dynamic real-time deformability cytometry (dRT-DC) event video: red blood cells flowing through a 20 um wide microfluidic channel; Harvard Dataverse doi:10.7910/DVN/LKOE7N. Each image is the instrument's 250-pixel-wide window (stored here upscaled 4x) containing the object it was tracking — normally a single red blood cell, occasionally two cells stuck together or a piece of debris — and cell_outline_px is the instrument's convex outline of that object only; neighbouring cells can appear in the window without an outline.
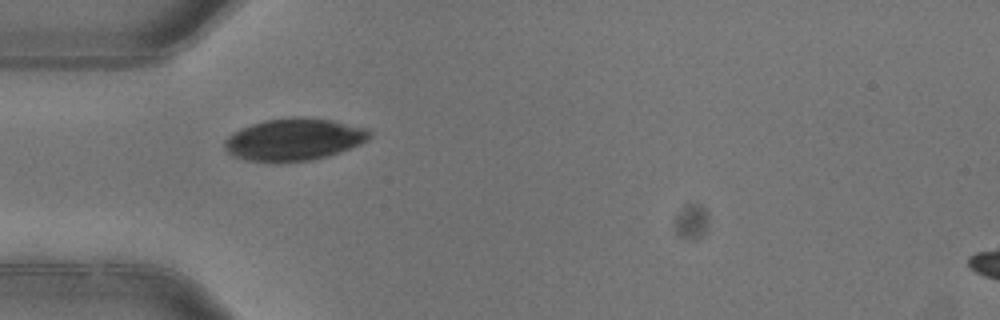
{"species": "common noctule bat (a hibernating species)", "species_latin": "Nyctalus noctula", "temperature_condition": "warm", "stored_images_in_passage": 2, "camera_frame_rate_fps": 3000, "um_per_image_px": 0.085, "animal": {"sex": "female"}, "frame": {"image": 1, "passage_image": 1, "time_ms": 0.0, "image_size_px": [1000, 320], "cell_outline_px": [[372, 136], [368, 140], [360, 144], [328, 156], [312, 160], [276, 164], [244, 160], [232, 156], [224, 148], [224, 140], [232, 132], [252, 124], [264, 120], [296, 116], [304, 116], [332, 120], [368, 128], [372, 132]], "centroid_in_image_um": [24.97, 11.87], "position_along_channel_um": 60.0, "area_um2": 36.41}}